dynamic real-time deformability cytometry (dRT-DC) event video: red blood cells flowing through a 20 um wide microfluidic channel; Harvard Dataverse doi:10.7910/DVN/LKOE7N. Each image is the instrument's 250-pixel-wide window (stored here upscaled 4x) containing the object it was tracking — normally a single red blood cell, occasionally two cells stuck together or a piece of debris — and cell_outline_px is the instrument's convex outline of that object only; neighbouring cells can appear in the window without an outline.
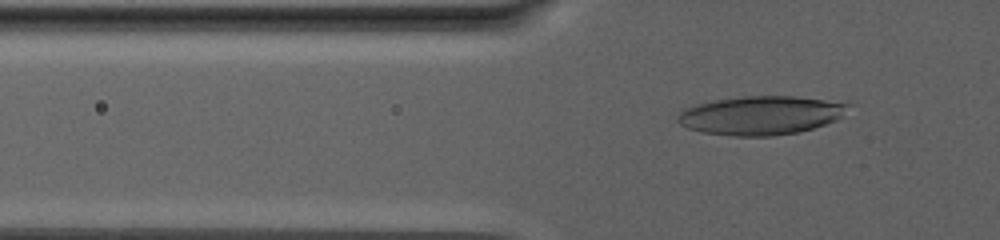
{"species": "human", "species_latin": "Homo sapiens", "temperature_condition": "warm", "stored_images_in_passage": 69, "camera_frame_rate_fps": 3000, "um_per_image_px": 0.085, "donor": {"sex": "male"}, "frame": {"image": 1, "passage_image": 11, "time_ms": 3.333, "image_size_px": [1000, 240], "cell_outline_px": [[852, 104], [844, 116], [836, 120], [812, 128], [796, 132], [772, 136], [736, 136], [704, 132], [688, 128], [680, 124], [676, 120], [676, 116], [684, 108], [696, 104], [716, 100], [744, 96], [792, 96], [848, 100]], "centroid_in_image_um": [64.77, 9.78], "position_along_channel_um": 61.0, "area_um2": 39.02}}
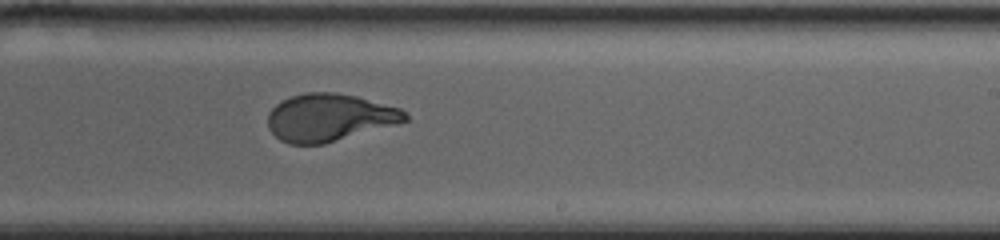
{"frame": {"image": 2, "passage_image": 38, "time_ms": 12.333, "image_size_px": [1000, 240], "cell_outline_px": [[408, 120], [396, 124], [324, 144], [288, 144], [280, 140], [268, 128], [268, 112], [276, 104], [292, 96], [304, 92], [332, 92], [356, 96], [400, 108], [408, 112]], "centroid_in_image_um": [27.99, 9.99], "position_along_channel_um": 261.0, "area_um2": 37.92}}
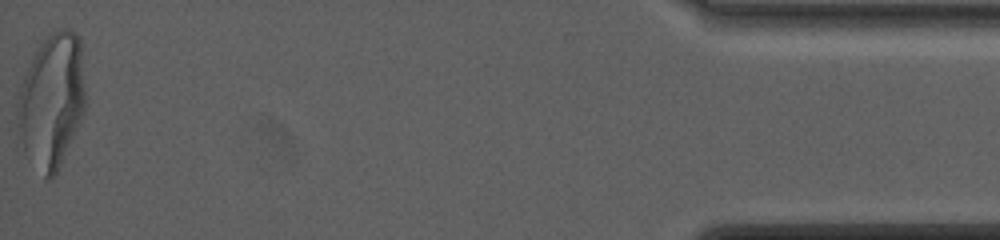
{"frame": {"image": 3, "passage_image": 69, "time_ms": 22.667, "image_size_px": [1000, 240], "cell_outline_px": [[84, 108], [60, 164], [52, 180], [44, 180], [24, 152], [16, 124], [16, 104], [20, 88], [24, 76], [32, 56], [40, 44], [56, 28], [68, 28], [76, 32], [80, 40], [84, 88]], "centroid_in_image_um": [4.34, 8.56], "position_along_channel_um": 430.9, "area_um2": 52.83}, "authors_computed_cell_mechanics": {"area_um2": 38.6682, "velocity_mm_per_s": 2.3885, "shape_relaxation_time_tau1_ms": 8.5605, "shape_relaxation_time_tau2_ms": null, "deformation_change_tau1": 0.2601, "deformation_change_tau2": null}}